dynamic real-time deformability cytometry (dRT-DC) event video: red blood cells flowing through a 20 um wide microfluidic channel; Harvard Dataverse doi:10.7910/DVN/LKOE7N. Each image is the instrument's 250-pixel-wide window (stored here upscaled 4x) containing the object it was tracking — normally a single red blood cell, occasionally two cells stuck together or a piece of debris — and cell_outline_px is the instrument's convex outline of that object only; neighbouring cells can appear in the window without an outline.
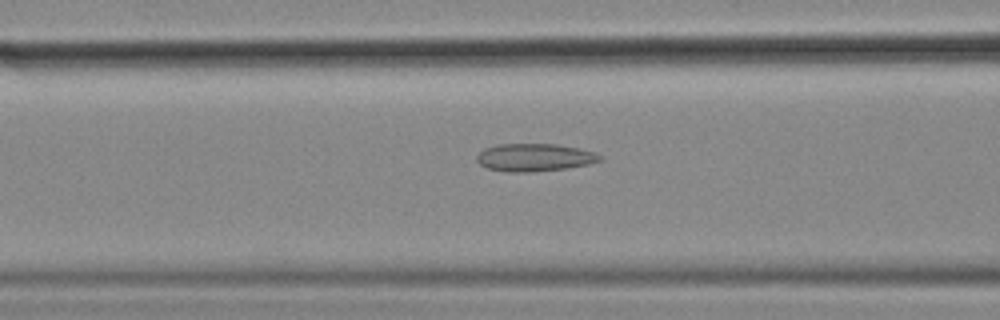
{"species": "common noctule bat (a hibernating species)", "species_latin": "Nyctalus noctula", "temperature_condition": "cold", "stored_images_in_passage": 49, "camera_frame_rate_fps": 3000, "um_per_image_px": 0.085, "animal": {"sex": "female", "body_mass_g": 18.4}, "frame": {"image": 1, "passage_image": 15, "time_ms": 4.667, "image_size_px": [1000, 320], "cell_outline_px": [[604, 160], [588, 164], [568, 168], [532, 172], [504, 172], [488, 168], [480, 164], [476, 160], [476, 156], [484, 148], [496, 144], [556, 144], [596, 152], [604, 156]], "centroid_in_image_um": [45.45, 13.38], "position_along_channel_um": 121.1, "area_um2": 20.11}, "authors_computed_cell_mechanics": {"area_um2": 19.941, "velocity_mm_per_s": 3.5702, "shape_relaxation_time_tau1_ms": null, "shape_relaxation_time_tau2_ms": 4.0768, "deformation_change_tau1": null, "deformation_change_tau2": 0.1301}}